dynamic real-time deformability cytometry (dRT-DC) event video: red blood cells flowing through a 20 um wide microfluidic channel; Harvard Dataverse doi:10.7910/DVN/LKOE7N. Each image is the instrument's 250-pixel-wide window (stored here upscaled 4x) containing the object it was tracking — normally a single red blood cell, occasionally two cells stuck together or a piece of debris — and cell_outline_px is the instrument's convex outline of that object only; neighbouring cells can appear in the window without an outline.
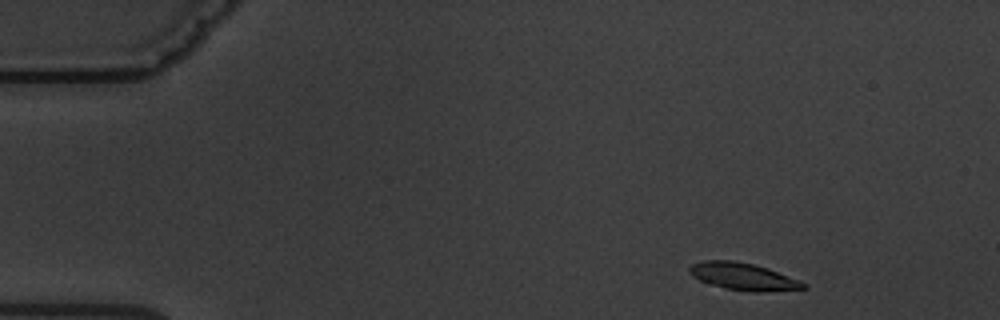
{"species": "common noctule bat (a hibernating species)", "species_latin": "Nyctalus noctula", "temperature_condition": "warm", "stored_images_in_passage": 5, "camera_frame_rate_fps": 3000, "um_per_image_px": 0.085, "animal": {"sex": "male", "body_mass_g": 19.5, "forearm_length_mm": 54.6}, "frame": {"image": 1, "passage_image": 1, "time_ms": 0.0, "image_size_px": [1000, 320], "cell_outline_px": [[808, 288], [764, 292], [756, 292], [724, 288], [708, 284], [692, 276], [688, 272], [688, 268], [692, 264], [704, 260], [732, 260], [752, 264], [768, 268], [808, 284]], "centroid_in_image_um": [63.15, 23.51], "position_along_channel_um": 21.8, "area_um2": 18.09}}
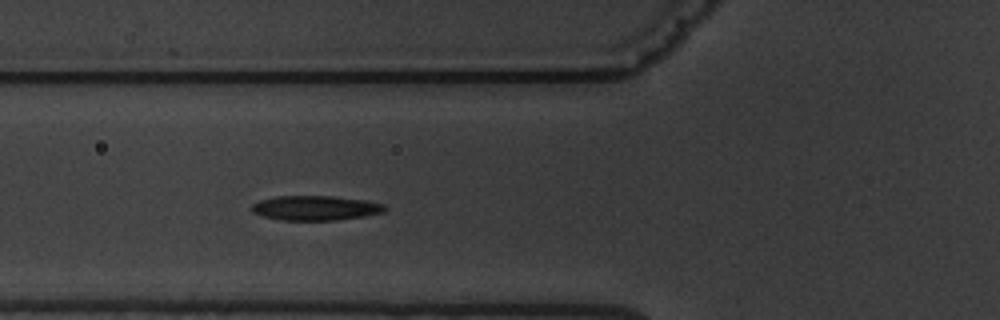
{"frame": {"image": 2, "passage_image": 5, "time_ms": 4.667, "image_size_px": [1000, 320], "cell_outline_px": [[388, 208], [384, 212], [364, 216], [336, 220], [280, 220], [260, 216], [252, 212], [252, 204], [260, 200], [276, 196], [332, 196], [368, 200], [384, 204]], "centroid_in_image_um": [26.82, 17.68], "position_along_channel_um": 99.0, "area_um2": 19.31}}